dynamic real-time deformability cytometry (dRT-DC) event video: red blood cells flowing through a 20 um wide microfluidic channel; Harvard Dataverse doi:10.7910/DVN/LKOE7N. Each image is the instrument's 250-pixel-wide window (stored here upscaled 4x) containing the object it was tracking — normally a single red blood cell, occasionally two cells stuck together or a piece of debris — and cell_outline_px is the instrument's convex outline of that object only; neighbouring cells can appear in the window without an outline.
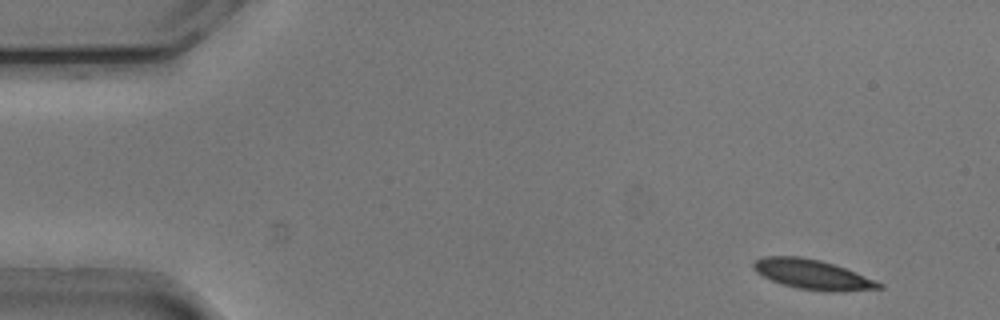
{"species": "common noctule bat (a hibernating species)", "species_latin": "Nyctalus noctula", "temperature_condition": "cold", "stored_images_in_passage": 51, "camera_frame_rate_fps": 3000, "um_per_image_px": 0.085, "animal": {"sex": "male", "body_mass_g": 20.5, "forearm_length_mm": 52.5}, "frame": {"image": 1, "passage_image": 1, "time_ms": 0.0, "image_size_px": [1000, 320], "cell_outline_px": [[884, 288], [840, 292], [824, 292], [796, 288], [772, 280], [756, 272], [752, 268], [752, 264], [756, 260], [764, 256], [800, 256], [820, 260], [856, 272], [876, 280], [884, 284]], "centroid_in_image_um": [69.1, 23.34], "position_along_channel_um": 15.9, "area_um2": 21.85}}
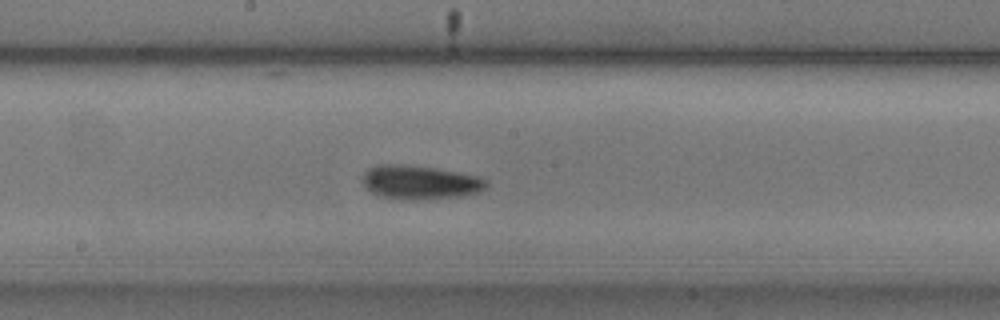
{"frame": {"image": 2, "passage_image": 25, "time_ms": 8.0, "image_size_px": [1000, 320], "cell_outline_px": [[488, 184], [480, 192], [456, 196], [380, 196], [364, 188], [360, 180], [364, 172], [368, 168], [376, 164], [404, 164], [436, 168], [480, 176], [488, 180]], "centroid_in_image_um": [35.66, 15.41], "position_along_channel_um": 212.5, "area_um2": 23.52}}
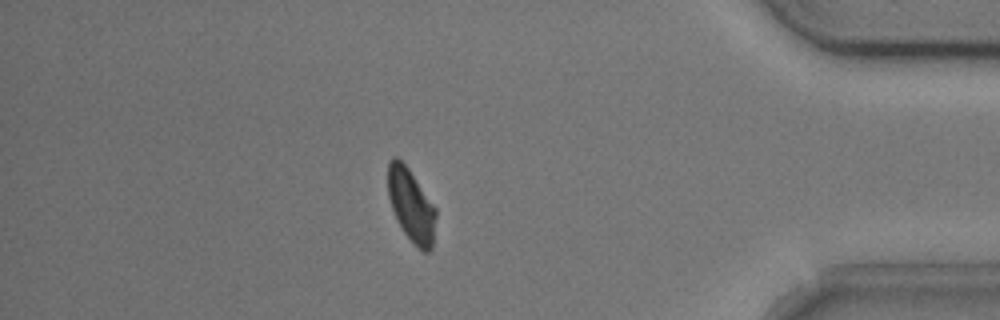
{"frame": {"image": 3, "passage_image": 43, "time_ms": 14.0, "image_size_px": [1000, 320], "cell_outline_px": [[436, 216], [432, 248], [428, 252], [424, 252], [404, 232], [396, 220], [388, 196], [388, 164], [392, 156], [396, 156], [408, 168], [436, 208]], "centroid_in_image_um": [34.94, 17.43], "position_along_channel_um": 400.3, "area_um2": 20.06}, "authors_computed_cell_mechanics": {"area_um2": 22.3108, "velocity_mm_per_s": 3.7563, "shape_relaxation_time_tau1_ms": 2.4952, "shape_relaxation_time_tau2_ms": null, "deformation_change_tau1": 0.0957, "deformation_change_tau2": null}}